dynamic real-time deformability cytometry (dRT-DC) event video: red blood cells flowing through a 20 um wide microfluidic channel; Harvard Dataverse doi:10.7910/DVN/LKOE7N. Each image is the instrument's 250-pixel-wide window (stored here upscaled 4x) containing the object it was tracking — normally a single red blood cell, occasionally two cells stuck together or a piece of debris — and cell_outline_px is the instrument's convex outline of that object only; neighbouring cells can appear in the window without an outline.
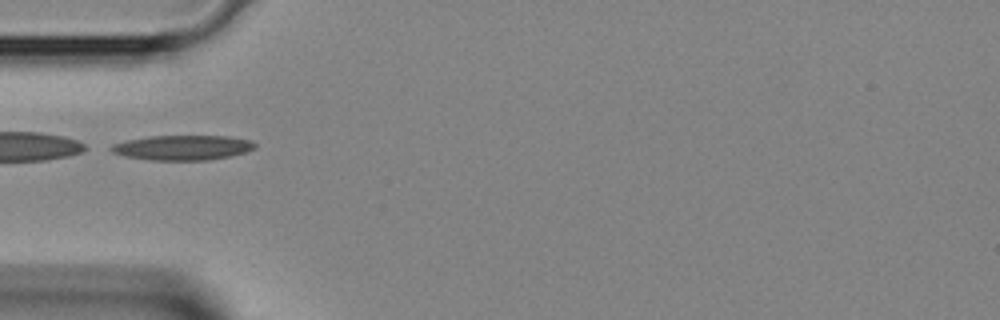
{"species": "Egyptian fruit bat (a non-hibernating species)", "species_latin": "Rousettus aegyptiacus", "temperature_condition": "room temperature", "stored_images_in_passage": 3, "camera_frame_rate_fps": 3000, "um_per_image_px": 0.085, "animal": {"sex": "female"}, "frame": {"image": 1, "passage_image": 2, "time_ms": 0.333, "image_size_px": [1000, 320], "cell_outline_px": [[256, 148], [248, 152], [208, 160], [152, 160], [124, 156], [112, 152], [108, 148], [112, 144], [124, 140], [148, 136], [228, 136], [252, 140], [256, 144]], "centroid_in_image_um": [15.51, 12.54], "position_along_channel_um": 69.5, "area_um2": 21.04}}
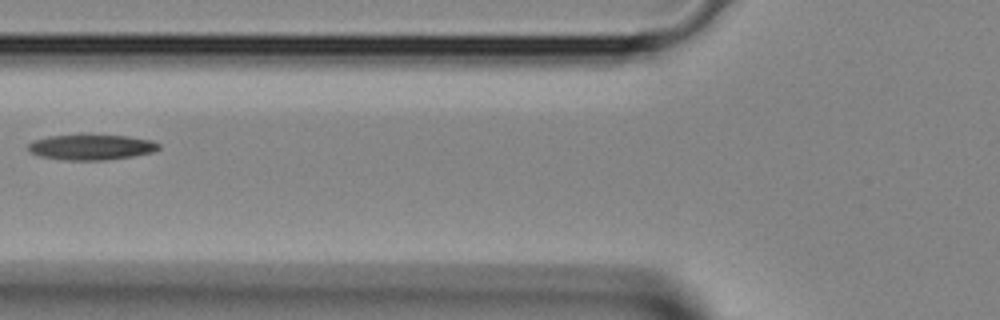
{"frame": {"image": 2, "passage_image": 3, "time_ms": 0.667, "image_size_px": [1000, 320], "cell_outline_px": [[160, 148], [152, 152], [132, 156], [104, 160], [64, 160], [40, 156], [28, 152], [28, 144], [32, 140], [48, 136], [80, 132], [84, 132], [128, 136], [152, 140], [160, 144]], "centroid_in_image_um": [7.71, 12.46], "position_along_channel_um": 118.1, "area_um2": 20.29}}